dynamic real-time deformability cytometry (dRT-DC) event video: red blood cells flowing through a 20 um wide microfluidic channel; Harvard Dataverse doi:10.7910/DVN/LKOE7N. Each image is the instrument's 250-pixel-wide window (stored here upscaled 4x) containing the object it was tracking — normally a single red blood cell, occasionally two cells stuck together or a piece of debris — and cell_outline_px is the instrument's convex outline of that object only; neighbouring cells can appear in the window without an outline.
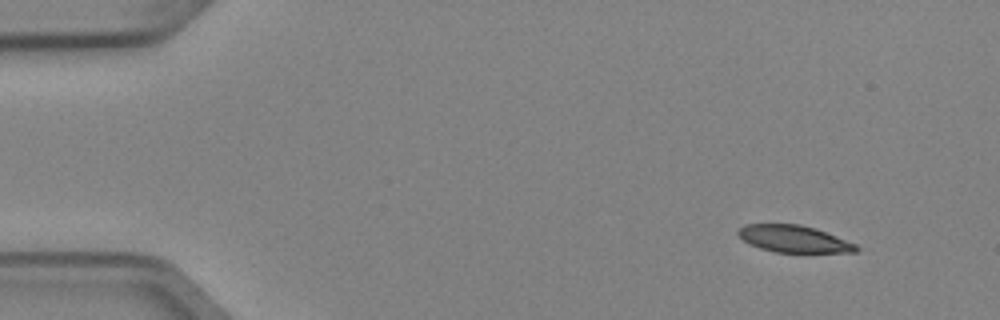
{"species": "Egyptian fruit bat (a non-hibernating species)", "species_latin": "Rousettus aegyptiacus", "temperature_condition": "cold", "stored_images_in_passage": 5, "camera_frame_rate_fps": 3000, "um_per_image_px": 0.085, "animal": {"sex": "female"}, "frame": {"image": 1, "passage_image": 1, "time_ms": 0.0, "image_size_px": [1000, 320], "cell_outline_px": [[860, 248], [856, 252], [776, 252], [760, 248], [744, 240], [736, 232], [744, 224], [800, 224], [816, 228], [856, 244]], "centroid_in_image_um": [67.49, 20.3], "position_along_channel_um": 17.5, "area_um2": 18.38}}